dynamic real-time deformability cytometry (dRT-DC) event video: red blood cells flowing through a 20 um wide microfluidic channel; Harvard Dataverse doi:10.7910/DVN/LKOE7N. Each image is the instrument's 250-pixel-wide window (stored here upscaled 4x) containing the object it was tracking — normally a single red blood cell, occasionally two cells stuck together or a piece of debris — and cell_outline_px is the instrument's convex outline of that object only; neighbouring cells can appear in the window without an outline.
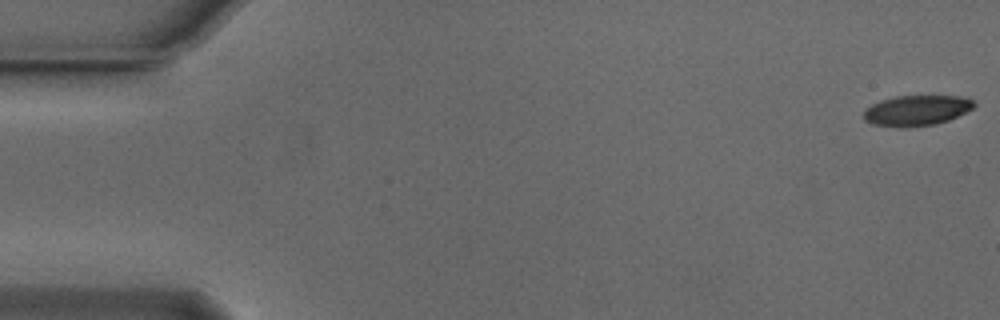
{"species": "Egyptian fruit bat (a non-hibernating species)", "species_latin": "Rousettus aegyptiacus", "temperature_condition": "cold", "stored_images_in_passage": 8, "camera_frame_rate_fps": 3000, "um_per_image_px": 0.085, "animal": {"sex": "male"}, "frame": {"image": 1, "passage_image": 1, "time_ms": 0.0, "image_size_px": [1000, 320], "cell_outline_px": [[976, 104], [972, 108], [948, 120], [936, 124], [908, 128], [904, 128], [872, 124], [864, 120], [864, 108], [880, 100], [896, 96], [960, 96], [972, 100]], "centroid_in_image_um": [77.86, 9.39], "position_along_channel_um": 7.1, "area_um2": 19.59}}